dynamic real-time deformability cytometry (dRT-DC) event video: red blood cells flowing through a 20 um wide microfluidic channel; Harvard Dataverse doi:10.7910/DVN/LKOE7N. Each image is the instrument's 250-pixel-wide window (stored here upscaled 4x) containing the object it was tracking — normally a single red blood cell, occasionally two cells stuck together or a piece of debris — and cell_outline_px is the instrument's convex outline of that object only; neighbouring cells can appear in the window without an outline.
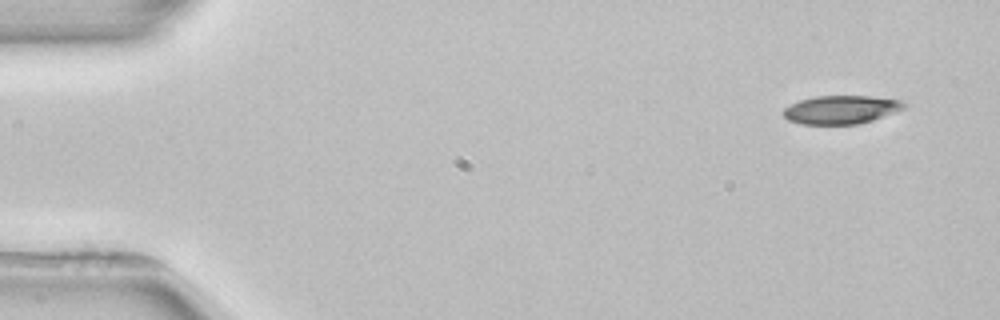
{"species": "common noctule bat (a hibernating species)", "species_latin": "Nyctalus noctula", "temperature_condition": "room temperature", "stored_images_in_passage": 3, "camera_frame_rate_fps": 3000, "um_per_image_px": 0.085, "animal": {"sex": "female", "body_mass_g": 22.7, "forearm_length_mm": 54.2}, "frame": {"image": 1, "passage_image": 1, "time_ms": 0.0, "image_size_px": [1000, 320], "cell_outline_px": [[912, 104], [904, 108], [872, 120], [860, 124], [800, 124], [788, 120], [784, 116], [784, 108], [800, 100], [816, 96], [872, 96], [900, 100]], "centroid_in_image_um": [71.52, 9.32], "position_along_channel_um": 13.5, "area_um2": 19.94}}
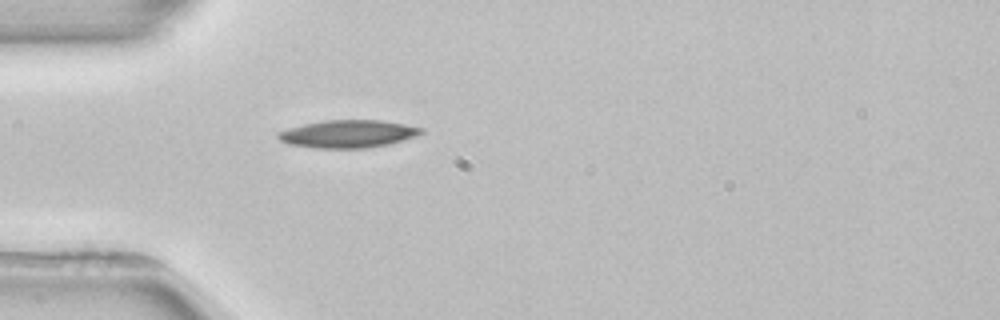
{"frame": {"image": 2, "passage_image": 3, "time_ms": 4.0, "image_size_px": [1000, 320], "cell_outline_px": [[424, 132], [416, 136], [388, 144], [368, 148], [312, 148], [288, 144], [280, 140], [276, 136], [276, 132], [288, 128], [304, 124], [324, 120], [380, 120], [404, 124], [424, 128]], "centroid_in_image_um": [29.55, 11.38], "position_along_channel_um": 55.5, "area_um2": 23.18}}